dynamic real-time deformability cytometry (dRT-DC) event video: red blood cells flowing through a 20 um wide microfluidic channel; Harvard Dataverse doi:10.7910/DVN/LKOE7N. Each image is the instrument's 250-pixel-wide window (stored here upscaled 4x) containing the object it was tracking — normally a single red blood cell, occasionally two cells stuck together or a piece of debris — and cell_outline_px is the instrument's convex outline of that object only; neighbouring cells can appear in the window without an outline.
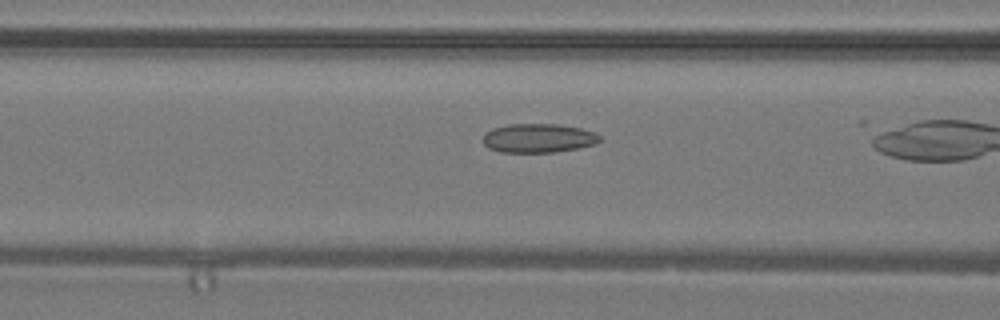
{"species": "common noctule bat (a hibernating species)", "species_latin": "Nyctalus noctula", "temperature_condition": "warm", "stored_images_in_passage": 7, "camera_frame_rate_fps": 3000, "um_per_image_px": 0.085, "animal": {"sex": "male", "body_mass_g": 19.2, "forearm_length_mm": 51.8}, "frame": {"image": 1, "passage_image": 5, "time_ms": 1.333, "image_size_px": [1000, 320], "cell_outline_px": [[600, 140], [596, 144], [580, 148], [552, 152], [500, 152], [488, 148], [484, 144], [484, 136], [492, 128], [508, 124], [556, 124], [580, 128], [596, 132], [600, 136]], "centroid_in_image_um": [45.79, 11.74], "position_along_channel_um": 120.8, "area_um2": 19.71}}